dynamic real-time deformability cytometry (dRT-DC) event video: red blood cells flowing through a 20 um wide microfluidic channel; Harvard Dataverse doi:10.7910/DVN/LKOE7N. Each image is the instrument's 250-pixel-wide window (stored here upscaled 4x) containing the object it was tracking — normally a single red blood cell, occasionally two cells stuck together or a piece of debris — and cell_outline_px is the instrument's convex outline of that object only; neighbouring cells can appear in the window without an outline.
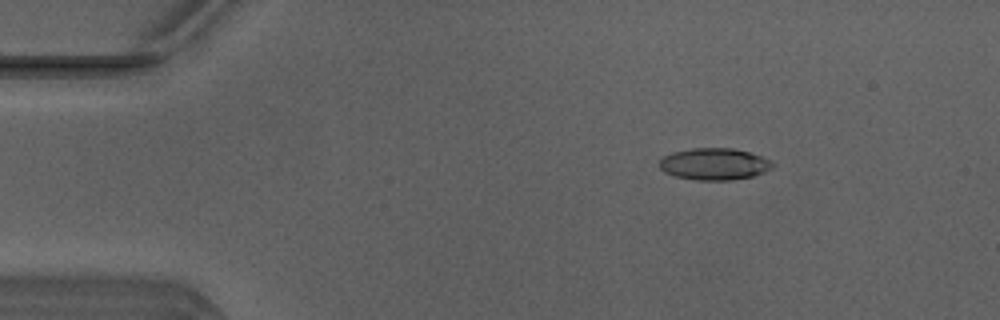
{"species": "Egyptian fruit bat (a non-hibernating species)", "species_latin": "Rousettus aegyptiacus", "temperature_condition": "warm", "stored_images_in_passage": 44, "camera_frame_rate_fps": 3000, "um_per_image_px": 0.085, "animal": {"sex": "male"}, "frame": {"image": 1, "passage_image": 2, "time_ms": 0.333, "image_size_px": [1000, 320], "cell_outline_px": [[776, 164], [772, 168], [764, 172], [752, 176], [732, 180], [696, 180], [676, 176], [664, 172], [660, 168], [660, 160], [664, 156], [672, 152], [692, 148], [732, 148], [748, 152], [760, 156]], "centroid_in_image_um": [60.71, 13.94], "position_along_channel_um": 24.3, "area_um2": 20.87}}
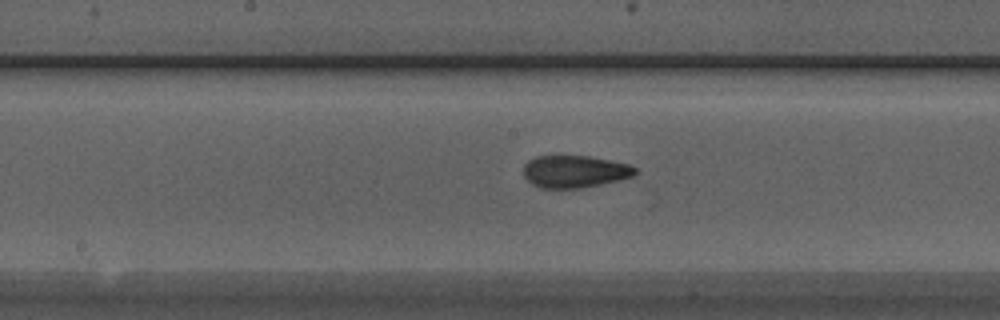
{"frame": {"image": 2, "passage_image": 20, "time_ms": 6.333, "image_size_px": [1000, 320], "cell_outline_px": [[636, 172], [632, 176], [620, 180], [580, 188], [540, 188], [532, 184], [524, 176], [524, 164], [528, 160], [536, 156], [588, 156], [628, 164], [636, 168]], "centroid_in_image_um": [48.82, 14.58], "position_along_channel_um": 199.4, "area_um2": 20.87}}
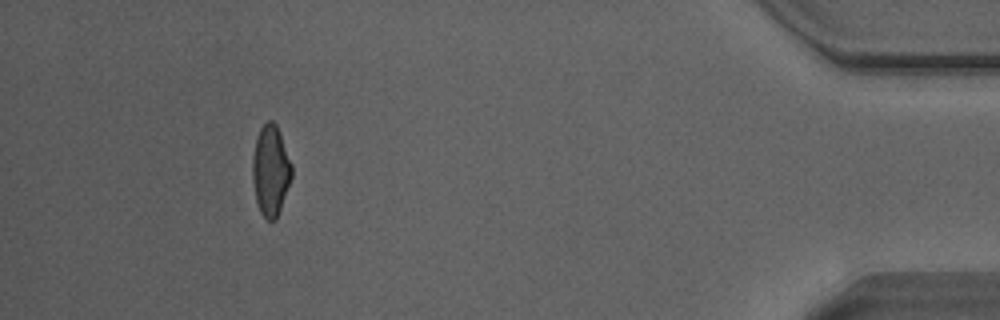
{"frame": {"image": 3, "passage_image": 40, "time_ms": 13.0, "image_size_px": [1000, 320], "cell_outline_px": [[292, 176], [276, 220], [268, 220], [260, 212], [256, 200], [252, 180], [252, 156], [256, 136], [260, 128], [268, 120], [272, 120], [276, 124], [280, 132], [292, 164]], "centroid_in_image_um": [22.99, 14.46], "position_along_channel_um": 412.2, "area_um2": 20.81}, "authors_computed_cell_mechanics": {"area_um2": 21.0681, "velocity_mm_per_s": 4.1473, "shape_relaxation_time_tau1_ms": 4.81, "shape_relaxation_time_tau2_ms": 1.6116, "deformation_change_tau1": 0.1635, "deformation_change_tau2": 0.0901}}